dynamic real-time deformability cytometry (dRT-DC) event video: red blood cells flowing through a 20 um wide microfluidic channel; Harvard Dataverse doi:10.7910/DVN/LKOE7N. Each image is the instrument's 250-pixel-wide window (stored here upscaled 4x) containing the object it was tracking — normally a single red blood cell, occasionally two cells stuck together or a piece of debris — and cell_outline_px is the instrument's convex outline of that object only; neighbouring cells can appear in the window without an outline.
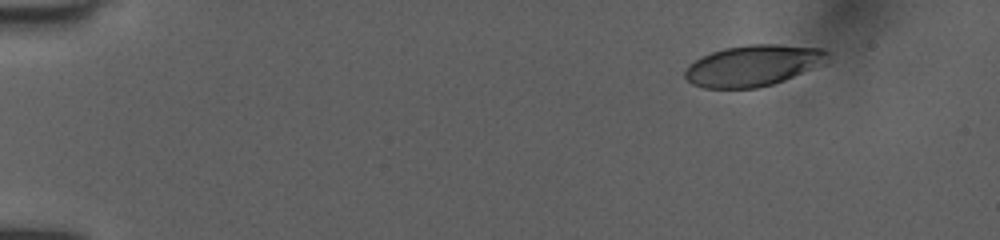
{"species": "human", "species_latin": "Homo sapiens", "temperature_condition": "room temperature", "stored_images_in_passage": 47, "camera_frame_rate_fps": 3000, "um_per_image_px": 0.085, "donor": {"sex": "female"}, "frame": {"image": 1, "passage_image": 1, "time_ms": 0.0, "image_size_px": [1000, 240], "cell_outline_px": [[828, 64], [784, 80], [772, 84], [756, 88], [704, 88], [692, 84], [684, 76], [684, 72], [688, 64], [712, 52], [724, 48], [748, 44], [776, 44], [820, 48], [828, 52]], "centroid_in_image_um": [64.05, 5.57], "position_along_channel_um": 20.9, "area_um2": 34.33}}
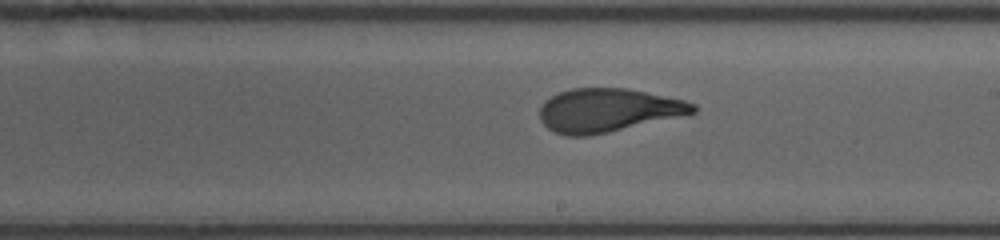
{"frame": {"image": 2, "passage_image": 26, "time_ms": 8.333, "image_size_px": [1000, 240], "cell_outline_px": [[696, 112], [608, 132], [588, 136], [564, 136], [552, 132], [540, 120], [540, 108], [544, 100], [560, 92], [572, 88], [628, 88], [684, 100], [696, 104]], "centroid_in_image_um": [51.62, 9.37], "position_along_channel_um": 237.4, "area_um2": 38.67}}
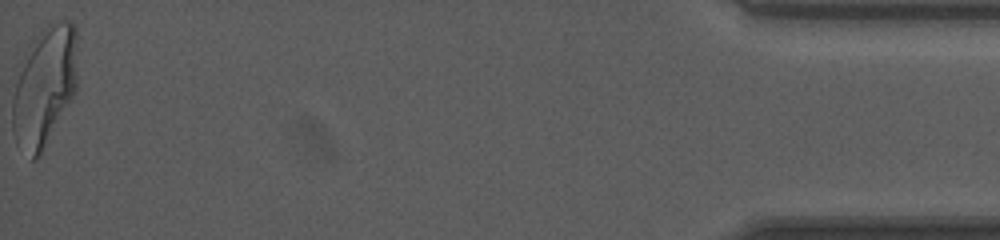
{"frame": {"image": 3, "passage_image": 47, "time_ms": 15.333, "image_size_px": [1000, 240], "cell_outline_px": [[76, 92], [40, 156], [36, 160], [32, 160], [12, 132], [12, 100], [20, 60], [28, 44], [48, 24], [64, 20], [72, 20], [76, 24]], "centroid_in_image_um": [3.78, 7.3], "position_along_channel_um": 431.4, "area_um2": 45.66}, "authors_computed_cell_mechanics": {"area_um2": 39.015, "velocity_mm_per_s": 4.01, "shape_relaxation_time_tau1_ms": 6.4487, "shape_relaxation_time_tau2_ms": 0.8392, "deformation_change_tau1": 0.2462, "deformation_change_tau2": 0.0777}}